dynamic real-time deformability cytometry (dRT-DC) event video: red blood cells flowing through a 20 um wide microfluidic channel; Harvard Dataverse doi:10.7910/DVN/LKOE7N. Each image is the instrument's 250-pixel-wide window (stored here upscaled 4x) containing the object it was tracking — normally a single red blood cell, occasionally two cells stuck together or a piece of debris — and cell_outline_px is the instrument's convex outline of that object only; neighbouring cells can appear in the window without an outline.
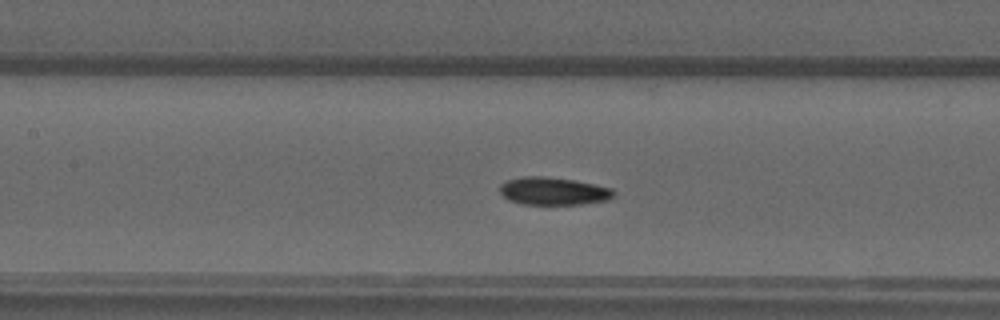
{"species": "common noctule bat (a hibernating species)", "species_latin": "Nyctalus noctula", "temperature_condition": "warm", "stored_images_in_passage": 54, "camera_frame_rate_fps": 3000, "um_per_image_px": 0.085, "animal": {"sex": "male", "forearm_length_mm": 52.5}, "frame": {"image": 1, "passage_image": 24, "time_ms": 7.667, "image_size_px": [1000, 320], "cell_outline_px": [[616, 196], [608, 200], [584, 204], [524, 204], [508, 200], [500, 192], [500, 184], [508, 180], [524, 176], [544, 176], [572, 180], [612, 188], [616, 192]], "centroid_in_image_um": [47.06, 16.25], "position_along_channel_um": 160.3, "area_um2": 18.38}}
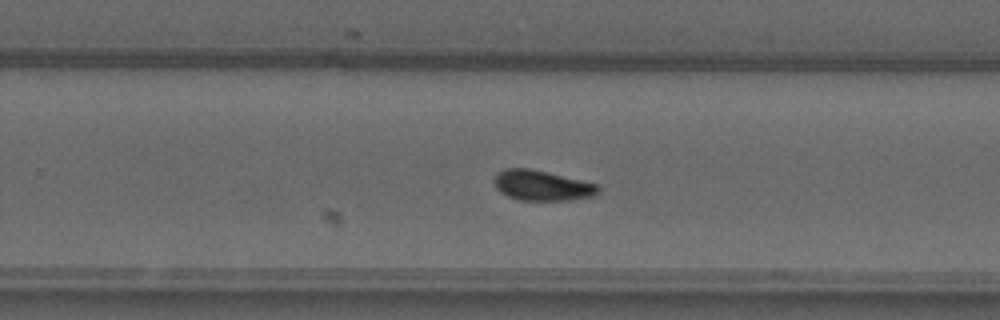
{"frame": {"image": 2, "passage_image": 34, "time_ms": 11.0, "image_size_px": [1000, 320], "cell_outline_px": [[600, 192], [596, 196], [572, 200], [520, 200], [508, 196], [500, 192], [496, 188], [492, 180], [496, 172], [504, 168], [528, 168], [580, 180], [596, 184], [600, 188]], "centroid_in_image_um": [46.04, 15.77], "position_along_channel_um": 283.8, "area_um2": 18.44}}
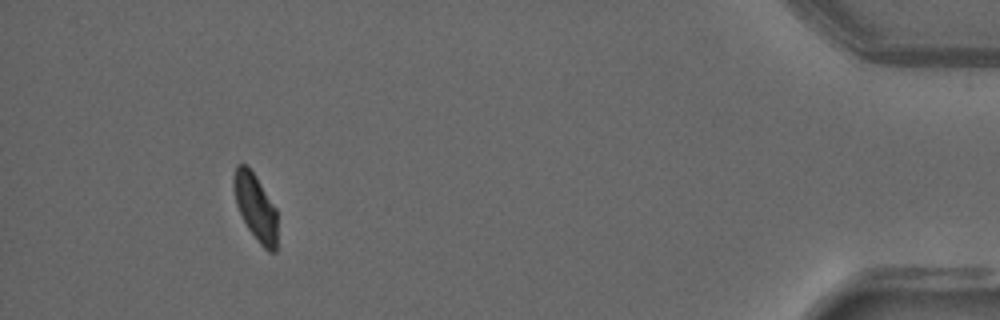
{"frame": {"image": 3, "passage_image": 50, "time_ms": 16.333, "image_size_px": [1000, 320], "cell_outline_px": [[276, 252], [268, 252], [260, 244], [248, 228], [236, 204], [232, 188], [232, 176], [236, 164], [244, 164], [256, 176], [276, 208]], "centroid_in_image_um": [21.69, 17.58], "position_along_channel_um": 413.5, "area_um2": 16.88}, "authors_computed_cell_mechanics": {"area_um2": 18.0336, "velocity_mm_per_s": 3.7138, "shape_relaxation_time_tau1_ms": null, "shape_relaxation_time_tau2_ms": 6.5333, "deformation_change_tau1": null, "deformation_change_tau2": 0.0911}}